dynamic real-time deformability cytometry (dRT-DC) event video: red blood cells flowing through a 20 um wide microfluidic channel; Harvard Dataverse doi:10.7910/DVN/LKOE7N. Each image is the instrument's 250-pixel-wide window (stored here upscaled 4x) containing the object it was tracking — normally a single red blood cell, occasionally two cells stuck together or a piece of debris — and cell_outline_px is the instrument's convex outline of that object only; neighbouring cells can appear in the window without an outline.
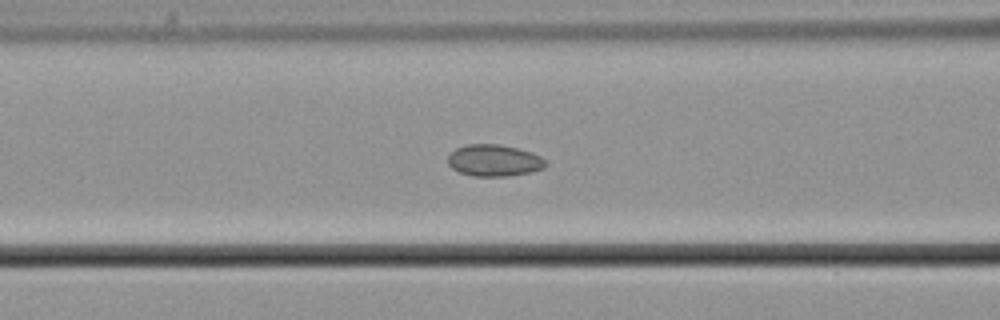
{"species": "common noctule bat (a hibernating species)", "species_latin": "Nyctalus noctula", "temperature_condition": "cold", "stored_images_in_passage": 44, "camera_frame_rate_fps": 3000, "um_per_image_px": 0.085, "animal": {"sex": "male", "body_mass_g": 21.5, "forearm_length_mm": 52.0}, "frame": {"image": 1, "passage_image": 22, "time_ms": 7.0, "image_size_px": [1000, 320], "cell_outline_px": [[548, 164], [544, 168], [532, 172], [508, 176], [472, 176], [460, 172], [452, 168], [448, 164], [448, 156], [456, 148], [468, 144], [500, 144], [532, 152], [540, 156]], "centroid_in_image_um": [42.01, 13.64], "position_along_channel_um": 124.6, "area_um2": 18.09}}
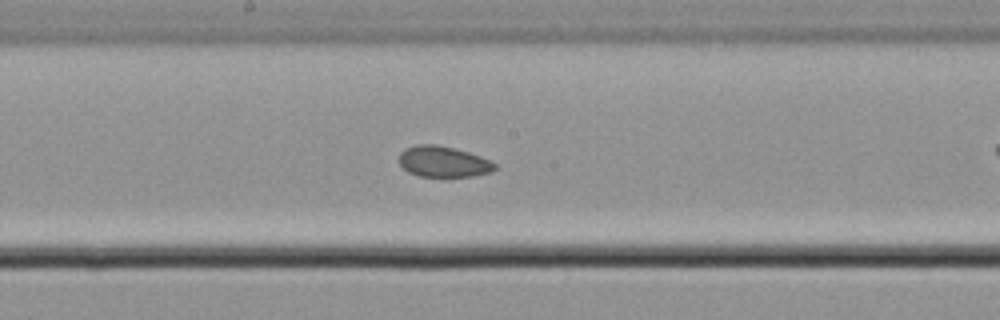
{"frame": {"image": 2, "passage_image": 29, "time_ms": 9.333, "image_size_px": [1000, 320], "cell_outline_px": [[496, 168], [492, 172], [472, 176], [420, 176], [408, 172], [400, 164], [400, 152], [404, 148], [416, 144], [436, 144], [468, 152], [480, 156], [496, 164]], "centroid_in_image_um": [37.66, 13.73], "position_along_channel_um": 210.5, "area_um2": 17.11}}
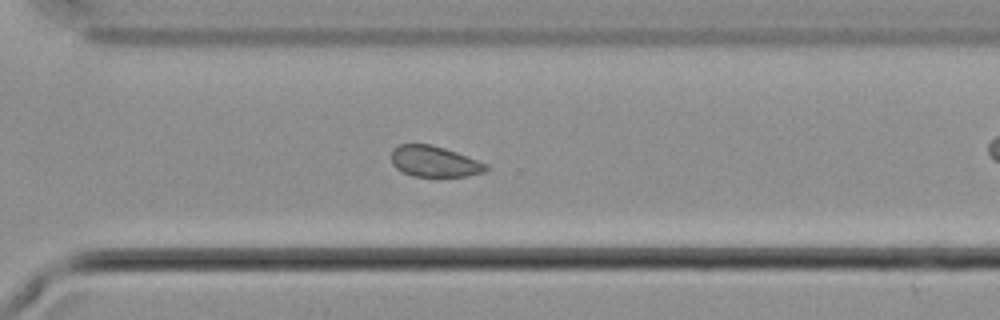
{"frame": {"image": 3, "passage_image": 39, "time_ms": 12.667, "image_size_px": [1000, 320], "cell_outline_px": [[488, 168], [484, 172], [468, 176], [412, 176], [400, 172], [392, 164], [392, 148], [400, 144], [432, 144], [456, 152], [488, 164]], "centroid_in_image_um": [36.9, 13.72], "position_along_channel_um": 333.7, "area_um2": 17.11}}